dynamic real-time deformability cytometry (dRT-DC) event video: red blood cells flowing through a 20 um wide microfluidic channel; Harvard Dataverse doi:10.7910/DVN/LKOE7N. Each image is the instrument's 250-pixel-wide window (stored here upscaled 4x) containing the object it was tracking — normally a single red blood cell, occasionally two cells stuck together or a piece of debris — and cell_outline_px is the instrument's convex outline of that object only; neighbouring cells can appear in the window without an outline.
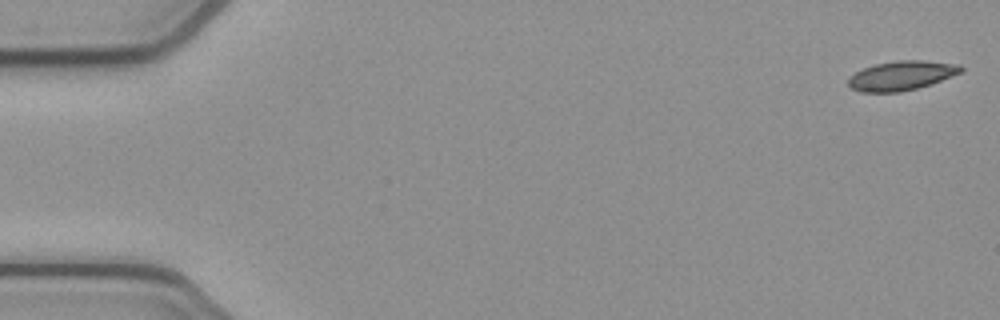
{"species": "common noctule bat (a hibernating species)", "species_latin": "Nyctalus noctula", "temperature_condition": "cold", "stored_images_in_passage": 53, "camera_frame_rate_fps": 3000, "um_per_image_px": 0.085, "animal": {"sex": "female", "body_mass_g": 21.9}, "frame": {"image": 1, "passage_image": 1, "time_ms": 0.0, "image_size_px": [1000, 320], "cell_outline_px": [[964, 72], [932, 84], [900, 92], [860, 92], [852, 88], [848, 84], [848, 80], [856, 72], [864, 68], [876, 64], [896, 60], [920, 60], [960, 64], [964, 68]], "centroid_in_image_um": [76.69, 6.42], "position_along_channel_um": 8.3, "area_um2": 19.31}}
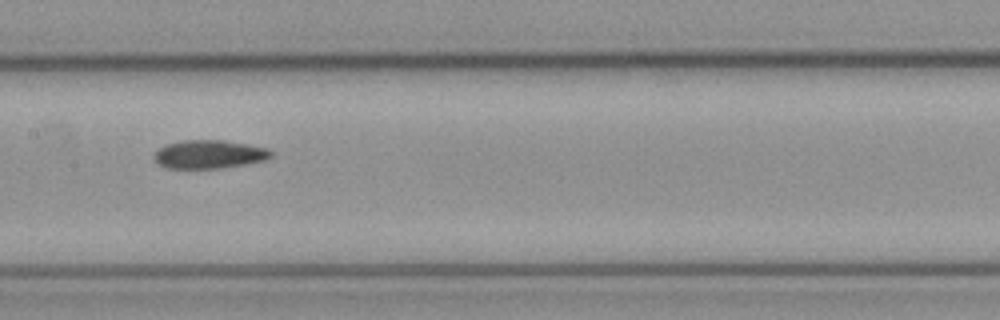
{"frame": {"image": 2, "passage_image": 26, "time_ms": 8.333, "image_size_px": [1000, 320], "cell_outline_px": [[272, 156], [264, 160], [244, 164], [220, 168], [164, 168], [156, 164], [152, 160], [152, 156], [164, 144], [184, 140], [224, 140], [248, 144], [268, 148], [272, 152]], "centroid_in_image_um": [17.72, 13.11], "position_along_channel_um": 189.7, "area_um2": 19.54}}
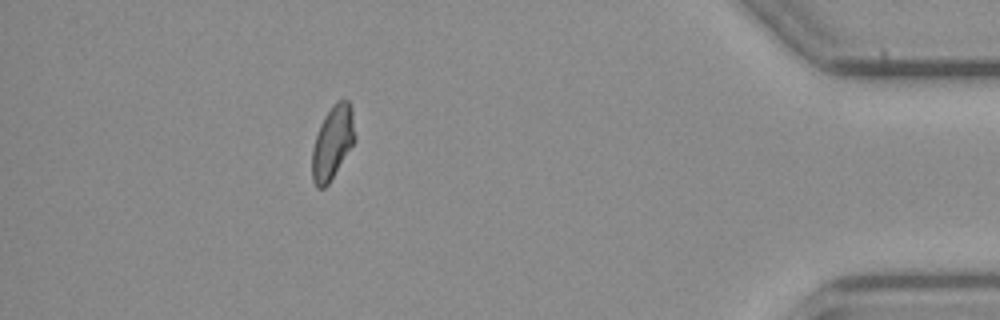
{"frame": {"image": 3, "passage_image": 47, "time_ms": 15.333, "image_size_px": [1000, 320], "cell_outline_px": [[356, 140], [328, 184], [324, 188], [316, 188], [312, 180], [312, 148], [320, 124], [324, 116], [332, 104], [336, 100], [348, 100], [352, 108]], "centroid_in_image_um": [28.27, 12.1], "position_along_channel_um": 406.9, "area_um2": 18.44}, "authors_computed_cell_mechanics": {"area_um2": 19.5364, "velocity_mm_per_s": 3.881, "shape_relaxation_time_tau1_ms": null, "shape_relaxation_time_tau2_ms": 4.5936, "deformation_change_tau1": null, "deformation_change_tau2": 0.0848}}